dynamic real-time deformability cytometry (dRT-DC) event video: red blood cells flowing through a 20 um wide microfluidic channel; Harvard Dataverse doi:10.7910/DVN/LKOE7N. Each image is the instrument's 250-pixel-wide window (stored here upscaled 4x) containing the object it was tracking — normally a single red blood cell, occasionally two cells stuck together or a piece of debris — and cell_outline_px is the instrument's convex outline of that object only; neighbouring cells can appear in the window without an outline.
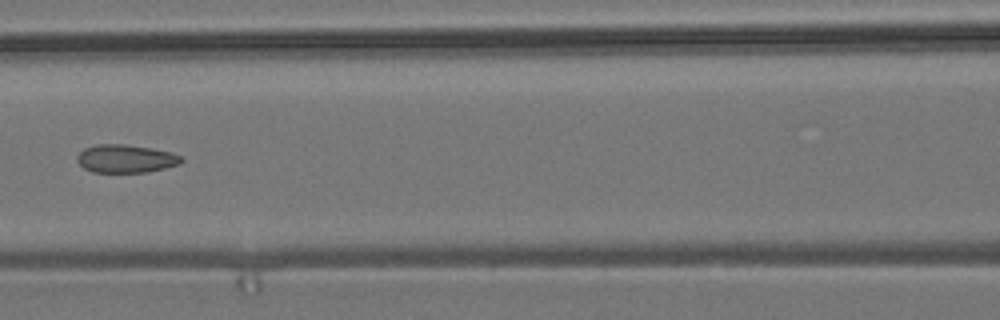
{"species": "common noctule bat (a hibernating species)", "species_latin": "Nyctalus noctula", "temperature_condition": "room temperature", "stored_images_in_passage": 7, "camera_frame_rate_fps": 3000, "um_per_image_px": 0.085, "animal": {"sex": "male", "body_mass_g": 19.2, "forearm_length_mm": 51.8}, "frame": {"image": 1, "passage_image": 7, "time_ms": 7.0, "image_size_px": [1000, 320], "cell_outline_px": [[184, 160], [180, 164], [164, 168], [144, 172], [92, 172], [84, 168], [76, 160], [76, 156], [84, 148], [96, 144], [124, 144], [152, 148], [168, 152], [180, 156]], "centroid_in_image_um": [10.65, 13.48], "position_along_channel_um": 155.9, "area_um2": 16.99}}